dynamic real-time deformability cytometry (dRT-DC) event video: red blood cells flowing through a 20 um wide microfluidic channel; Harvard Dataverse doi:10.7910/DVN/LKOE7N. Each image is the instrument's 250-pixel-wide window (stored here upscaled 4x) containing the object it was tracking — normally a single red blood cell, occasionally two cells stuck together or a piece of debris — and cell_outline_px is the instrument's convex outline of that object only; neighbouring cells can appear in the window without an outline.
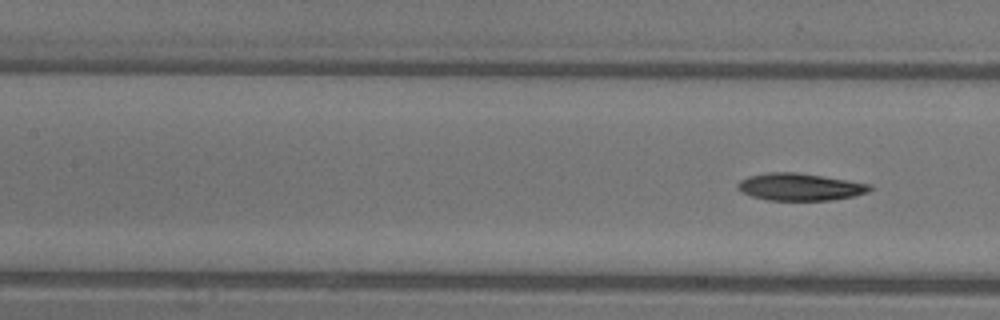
{"species": "common noctule bat (a hibernating species)", "species_latin": "Nyctalus noctula", "temperature_condition": "warm", "stored_images_in_passage": 5, "segment_of_instrument_passage": [2, 2], "camera_frame_rate_fps": 3000, "um_per_image_px": 0.085, "animal": {"sex": "female"}, "frame": {"image": 1, "passage_image": 5, "time_ms": 1.333, "image_size_px": [1000, 320], "cell_outline_px": [[872, 188], [868, 192], [852, 196], [832, 200], [768, 200], [752, 196], [736, 188], [736, 184], [740, 180], [748, 176], [764, 172], [796, 172], [848, 180], [872, 184]], "centroid_in_image_um": [67.98, 15.88], "position_along_channel_um": 139.4, "area_um2": 20.98}}